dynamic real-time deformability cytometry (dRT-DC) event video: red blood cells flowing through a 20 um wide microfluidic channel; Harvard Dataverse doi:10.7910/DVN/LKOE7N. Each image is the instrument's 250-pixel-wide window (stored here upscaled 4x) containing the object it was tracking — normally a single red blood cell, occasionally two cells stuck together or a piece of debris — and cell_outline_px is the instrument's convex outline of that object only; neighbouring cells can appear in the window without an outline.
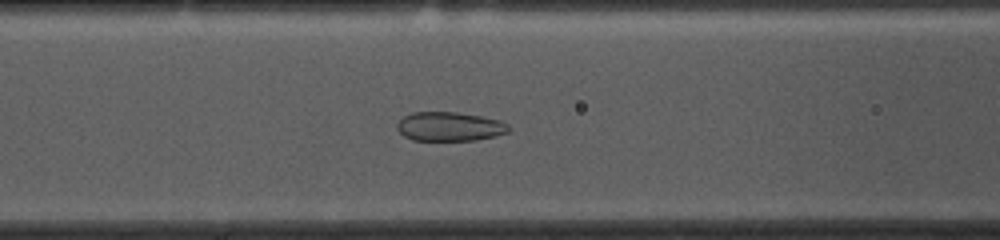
{"species": "common noctule bat (a hibernating species)", "species_latin": "Nyctalus noctula", "temperature_condition": "cold", "stored_images_in_passage": 53, "camera_frame_rate_fps": 3000, "um_per_image_px": 0.085, "animal": {"sex": "female", "body_mass_g": 10.0, "forearm_length_mm": 53.1}, "frame": {"image": 1, "passage_image": 20, "time_ms": 6.333, "image_size_px": [1000, 240], "cell_outline_px": [[512, 128], [508, 132], [496, 136], [476, 140], [412, 140], [404, 136], [396, 128], [396, 124], [404, 116], [412, 112], [456, 112], [480, 116], [500, 120], [508, 124]], "centroid_in_image_um": [38.23, 10.75], "position_along_channel_um": 128.4, "area_um2": 19.02}}
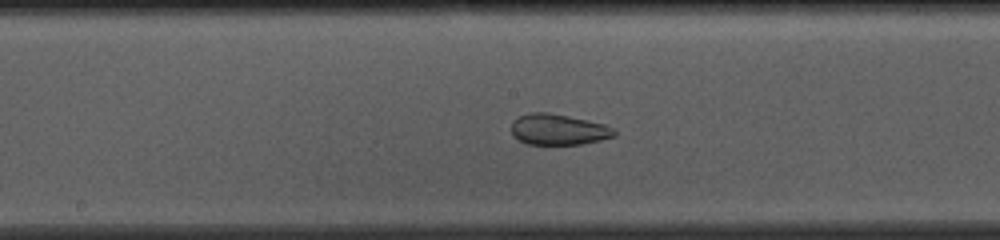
{"frame": {"image": 2, "passage_image": 26, "time_ms": 8.333, "image_size_px": [1000, 240], "cell_outline_px": [[616, 136], [600, 140], [580, 144], [528, 144], [512, 136], [512, 120], [528, 112], [548, 112], [588, 120], [604, 124], [616, 128]], "centroid_in_image_um": [47.47, 11.0], "position_along_channel_um": 200.7, "area_um2": 18.61}}
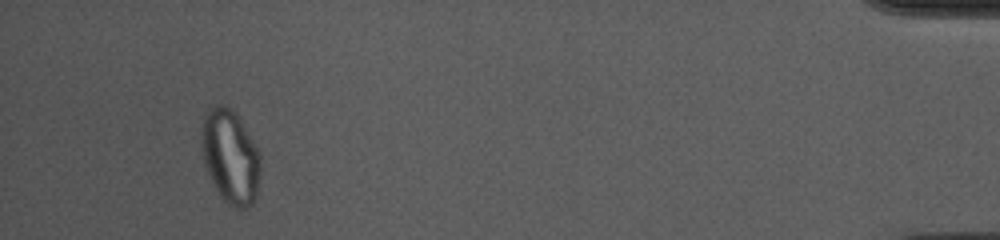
{"frame": {"image": 3, "passage_image": 50, "time_ms": 16.333, "image_size_px": [1000, 240], "cell_outline_px": [[260, 180], [256, 196], [252, 204], [248, 208], [232, 208], [220, 196], [204, 164], [200, 148], [200, 128], [204, 112], [208, 108], [216, 104], [224, 104], [236, 112], [252, 140], [260, 156]], "centroid_in_image_um": [19.54, 13.28], "position_along_channel_um": 415.7, "area_um2": 32.77}, "authors_computed_cell_mechanics": {"area_um2": 25.721, "velocity_mm_per_s": 3.6045, "shape_relaxation_time_tau1_ms": null, "shape_relaxation_time_tau2_ms": 1.1431, "deformation_change_tau1": null, "deformation_change_tau2": 0.0681}}